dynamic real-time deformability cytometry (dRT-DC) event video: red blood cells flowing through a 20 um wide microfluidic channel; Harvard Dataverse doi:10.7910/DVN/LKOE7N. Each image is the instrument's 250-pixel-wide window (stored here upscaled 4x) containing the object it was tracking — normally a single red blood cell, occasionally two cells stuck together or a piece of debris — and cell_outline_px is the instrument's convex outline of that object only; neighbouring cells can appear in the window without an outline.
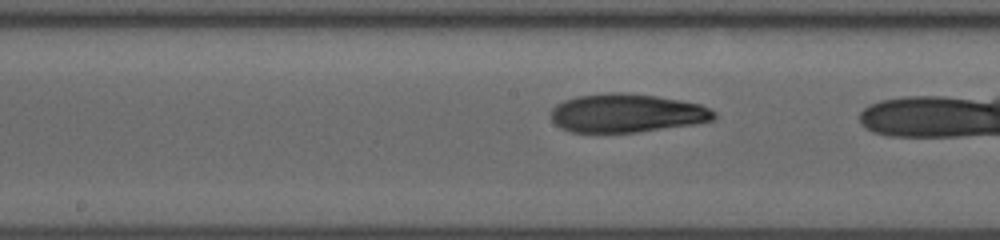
{"species": "human", "species_latin": "Homo sapiens", "temperature_condition": "room temperature", "stored_images_in_passage": 17, "camera_frame_rate_fps": 3000, "um_per_image_px": 0.085, "donor": {"sex": "male"}, "frame": {"image": 1, "passage_image": 10, "time_ms": 3.0, "image_size_px": [1000, 240], "cell_outline_px": [[716, 116], [712, 120], [696, 124], [636, 132], [572, 132], [560, 128], [552, 120], [552, 108], [556, 104], [564, 100], [576, 96], [608, 92], [628, 92], [656, 96], [680, 100], [700, 104], [712, 108], [716, 112]], "centroid_in_image_um": [53.29, 9.6], "position_along_channel_um": 194.9, "area_um2": 36.88}}